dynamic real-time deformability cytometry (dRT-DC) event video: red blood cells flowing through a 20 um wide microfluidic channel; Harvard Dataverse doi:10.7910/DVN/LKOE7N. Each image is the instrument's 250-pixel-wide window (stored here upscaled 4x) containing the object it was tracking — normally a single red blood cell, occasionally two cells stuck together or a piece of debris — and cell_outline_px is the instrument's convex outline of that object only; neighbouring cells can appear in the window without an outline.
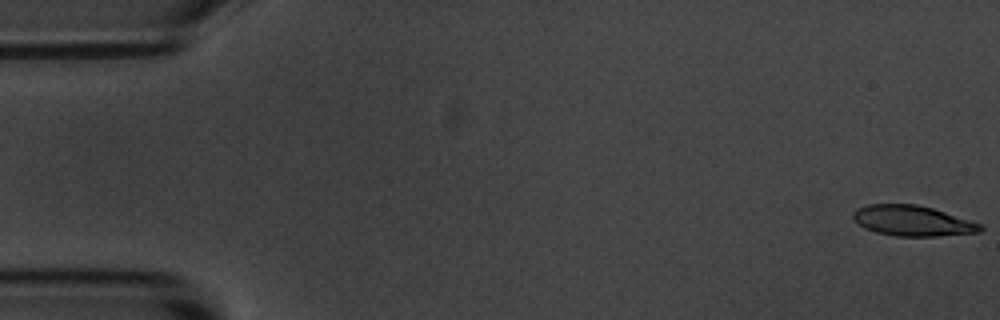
{"species": "common noctule bat (a hibernating species)", "species_latin": "Nyctalus noctula", "temperature_condition": "room temperature", "stored_images_in_passage": 56, "camera_frame_rate_fps": 3000, "um_per_image_px": 0.085, "animal": {"sex": "male", "body_mass_g": 20.1, "forearm_length_mm": 53.5}, "frame": {"image": 1, "passage_image": 1, "time_ms": 0.0, "image_size_px": [1000, 320], "cell_outline_px": [[984, 228], [980, 232], [936, 236], [896, 236], [876, 232], [864, 228], [852, 216], [852, 212], [856, 208], [868, 204], [916, 204], [932, 208], [984, 224]], "centroid_in_image_um": [77.58, 18.76], "position_along_channel_um": 7.4, "area_um2": 22.6}}
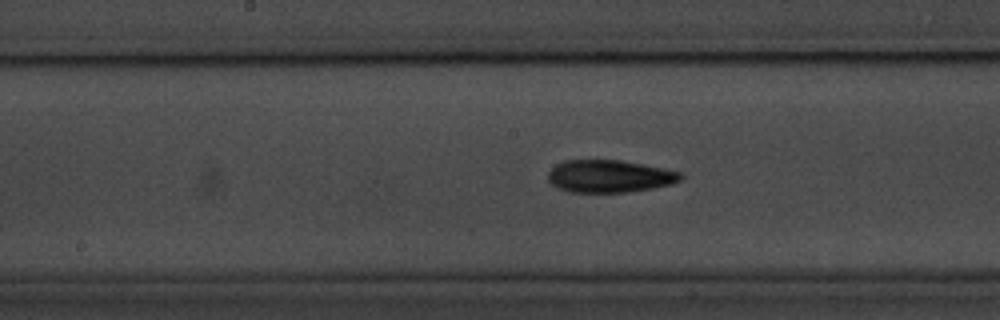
{"frame": {"image": 2, "passage_image": 28, "time_ms": 9.0, "image_size_px": [1000, 320], "cell_outline_px": [[684, 176], [680, 180], [672, 184], [652, 188], [628, 192], [568, 192], [556, 188], [548, 180], [548, 172], [556, 164], [564, 160], [620, 160], [664, 168], [680, 172]], "centroid_in_image_um": [51.79, 14.98], "position_along_channel_um": 196.4, "area_um2": 25.2}}
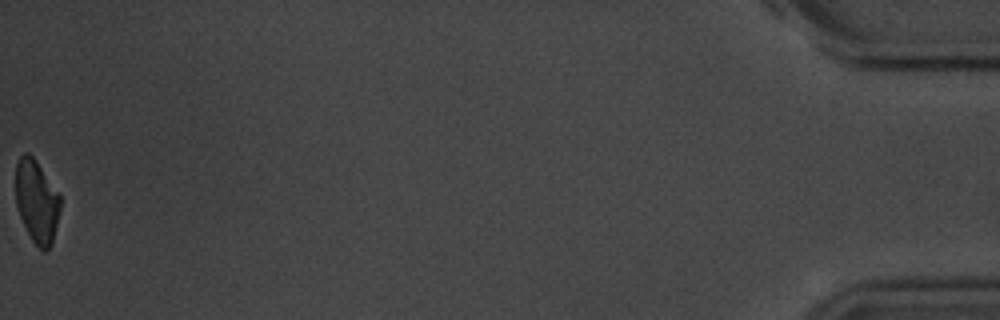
{"frame": {"image": 3, "passage_image": 56, "time_ms": 18.333, "image_size_px": [1000, 320], "cell_outline_px": [[60, 208], [52, 244], [44, 252], [32, 240], [16, 208], [16, 164], [20, 156], [24, 152], [28, 152], [32, 156], [60, 196]], "centroid_in_image_um": [3.1, 17.12], "position_along_channel_um": 432.1, "area_um2": 21.1}, "authors_computed_cell_mechanics": {"area_um2": 23.6402, "velocity_mm_per_s": 3.6043, "shape_relaxation_time_tau1_ms": 3.588, "shape_relaxation_time_tau2_ms": 5.3822, "deformation_change_tau1": 0.1482, "deformation_change_tau2": 0.1268}}